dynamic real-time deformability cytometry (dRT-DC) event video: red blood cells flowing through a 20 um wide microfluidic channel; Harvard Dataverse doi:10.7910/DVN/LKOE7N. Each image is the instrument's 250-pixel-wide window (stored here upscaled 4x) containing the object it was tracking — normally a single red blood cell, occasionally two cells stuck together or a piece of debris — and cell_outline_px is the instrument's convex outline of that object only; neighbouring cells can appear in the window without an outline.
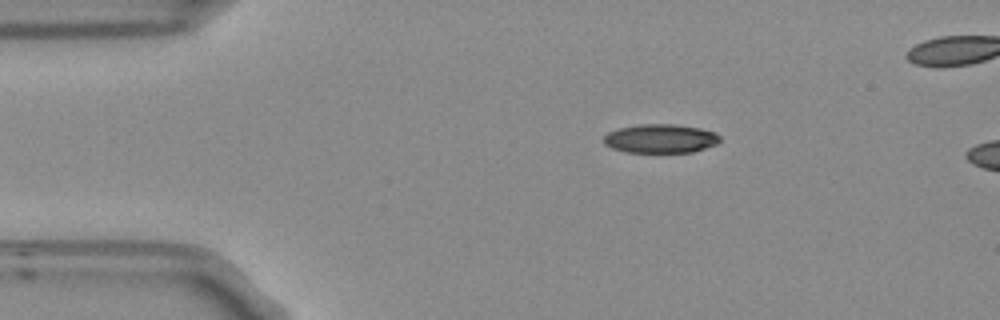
{"species": "Egyptian fruit bat (a non-hibernating species)", "species_latin": "Rousettus aegyptiacus", "temperature_condition": "room temperature", "stored_images_in_passage": 6, "camera_frame_rate_fps": 3000, "um_per_image_px": 0.085, "frame": {"image": 1, "passage_image": 1, "time_ms": 0.0, "image_size_px": [1000, 320], "cell_outline_px": [[720, 140], [716, 144], [692, 152], [624, 152], [612, 148], [604, 144], [604, 136], [608, 132], [620, 128], [640, 124], [672, 124], [700, 128], [712, 132], [720, 136]], "centroid_in_image_um": [56.11, 11.78], "position_along_channel_um": 28.9, "area_um2": 19.36}}